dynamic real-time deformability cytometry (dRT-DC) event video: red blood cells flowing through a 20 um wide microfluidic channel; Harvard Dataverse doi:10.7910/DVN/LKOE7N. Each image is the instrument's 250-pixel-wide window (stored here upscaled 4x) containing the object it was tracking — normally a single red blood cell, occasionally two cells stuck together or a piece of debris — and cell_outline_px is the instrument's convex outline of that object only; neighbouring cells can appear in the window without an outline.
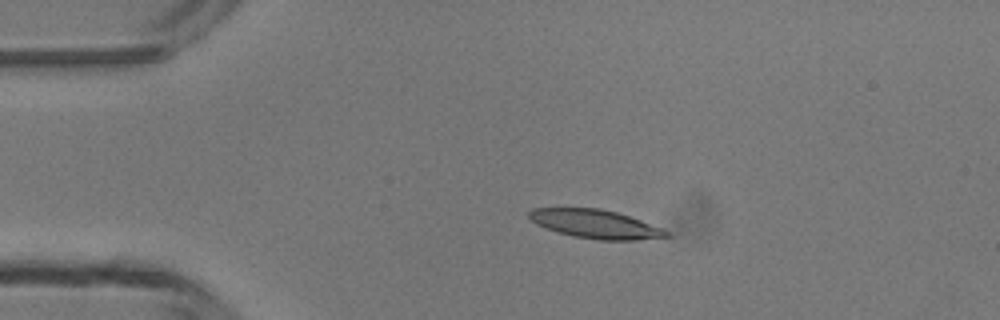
{"species": "common noctule bat (a hibernating species)", "species_latin": "Nyctalus noctula", "temperature_condition": "room temperature", "stored_images_in_passage": 4, "camera_frame_rate_fps": 3000, "um_per_image_px": 0.085, "animal": {"sex": "male", "body_mass_g": 13.3}, "frame": {"image": 1, "passage_image": 3, "time_ms": 2.333, "image_size_px": [1000, 320], "cell_outline_px": [[672, 236], [636, 240], [596, 240], [572, 236], [556, 232], [536, 224], [528, 216], [528, 212], [532, 208], [600, 208], [616, 212], [640, 220], [660, 228], [668, 232]], "centroid_in_image_um": [50.57, 19.05], "position_along_channel_um": 34.4, "area_um2": 22.83}}